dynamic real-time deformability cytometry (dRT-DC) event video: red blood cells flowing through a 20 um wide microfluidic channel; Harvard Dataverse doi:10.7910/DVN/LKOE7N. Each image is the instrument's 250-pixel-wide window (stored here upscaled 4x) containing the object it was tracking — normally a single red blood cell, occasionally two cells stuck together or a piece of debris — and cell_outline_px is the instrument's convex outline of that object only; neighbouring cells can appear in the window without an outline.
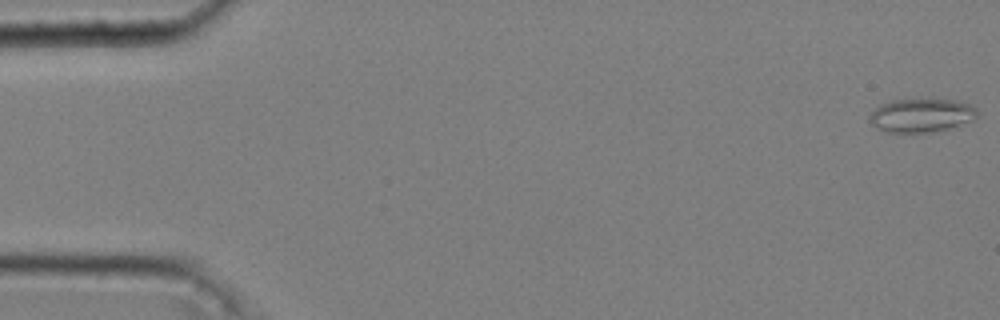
{"species": "common noctule bat (a hibernating species)", "species_latin": "Nyctalus noctula", "temperature_condition": "cold", "stored_images_in_passage": 51, "camera_frame_rate_fps": 3000, "um_per_image_px": 0.085, "animal": {"sex": "male", "body_mass_g": 20.4}, "frame": {"image": 1, "passage_image": 1, "time_ms": 0.0, "image_size_px": [1000, 320], "cell_outline_px": [[976, 116], [972, 120], [932, 132], [888, 132], [876, 128], [868, 120], [868, 116], [880, 104], [892, 100], [932, 96], [960, 100], [976, 108]], "centroid_in_image_um": [78.29, 9.74], "position_along_channel_um": 6.7, "area_um2": 21.68}}
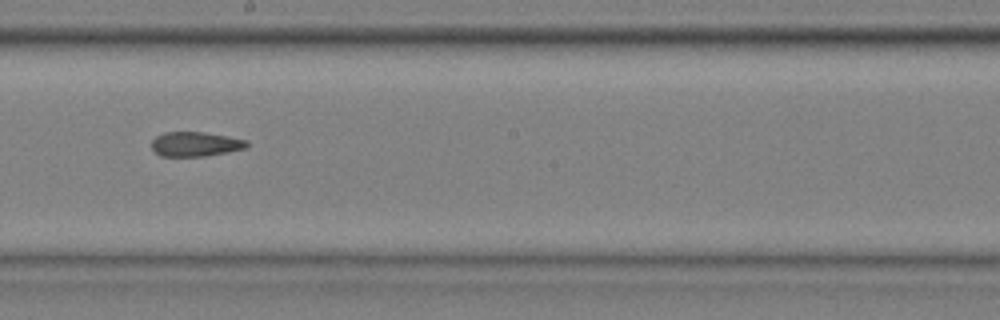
{"frame": {"image": 2, "passage_image": 31, "time_ms": 10.0, "image_size_px": [1000, 320], "cell_outline_px": [[248, 148], [228, 152], [204, 156], [160, 156], [152, 148], [152, 140], [156, 136], [164, 132], [204, 132], [228, 136], [248, 140]], "centroid_in_image_um": [16.64, 12.24], "position_along_channel_um": 231.6, "area_um2": 13.7}}
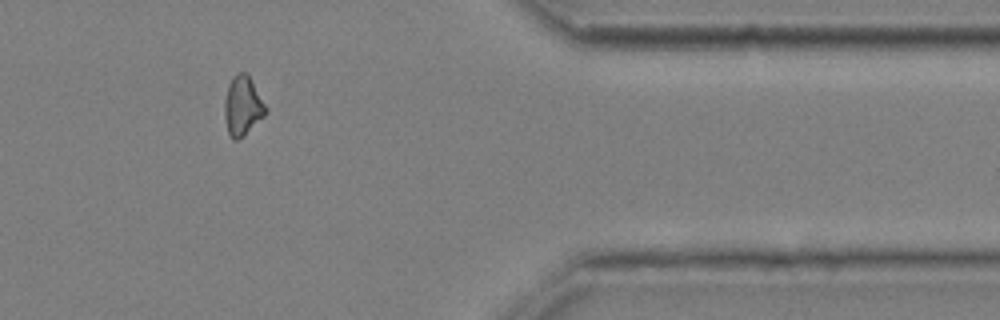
{"frame": {"image": 3, "passage_image": 46, "time_ms": 15.0, "image_size_px": [1000, 320], "cell_outline_px": [[268, 112], [244, 136], [236, 140], [232, 140], [228, 136], [224, 116], [224, 100], [228, 84], [232, 76], [240, 72], [244, 72], [248, 76], [268, 108]], "centroid_in_image_um": [20.6, 9.04], "position_along_channel_um": 390.8, "area_um2": 14.39}, "authors_computed_cell_mechanics": {"area_um2": 14.5078, "velocity_mm_per_s": 3.6349, "shape_relaxation_time_tau1_ms": null, "shape_relaxation_time_tau2_ms": 3.4125, "deformation_change_tau1": null, "deformation_change_tau2": 0.1068}}